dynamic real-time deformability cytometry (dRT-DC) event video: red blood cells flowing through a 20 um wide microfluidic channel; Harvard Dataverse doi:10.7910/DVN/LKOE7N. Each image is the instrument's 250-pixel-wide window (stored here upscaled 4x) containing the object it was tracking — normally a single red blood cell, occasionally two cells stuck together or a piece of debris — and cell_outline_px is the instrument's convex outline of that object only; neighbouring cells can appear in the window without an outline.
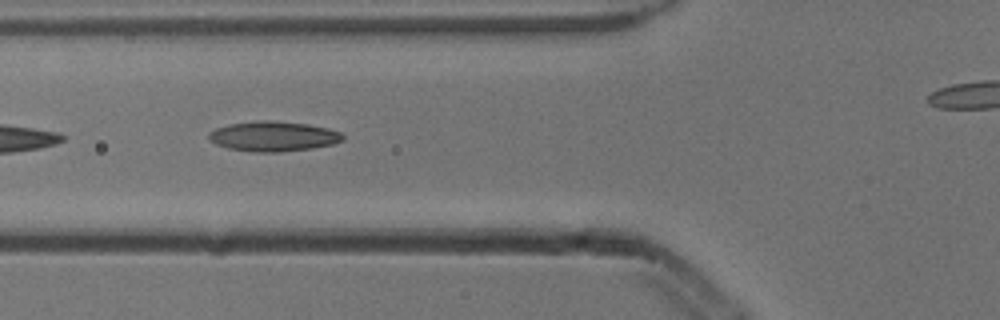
{"species": "common noctule bat (a hibernating species)", "species_latin": "Nyctalus noctula", "temperature_condition": "cold", "stored_images_in_passage": 6, "camera_frame_rate_fps": 3000, "um_per_image_px": 0.085, "animal": {"sex": "male", "body_mass_g": 13.3}, "frame": {"image": 1, "passage_image": 4, "time_ms": 1.0, "image_size_px": [1000, 320], "cell_outline_px": [[344, 140], [332, 144], [312, 148], [280, 152], [256, 152], [228, 148], [216, 144], [208, 140], [208, 132], [216, 128], [228, 124], [256, 120], [276, 120], [308, 124], [328, 128], [340, 132], [344, 136]], "centroid_in_image_um": [23.21, 11.57], "position_along_channel_um": 102.6, "area_um2": 23.64}}
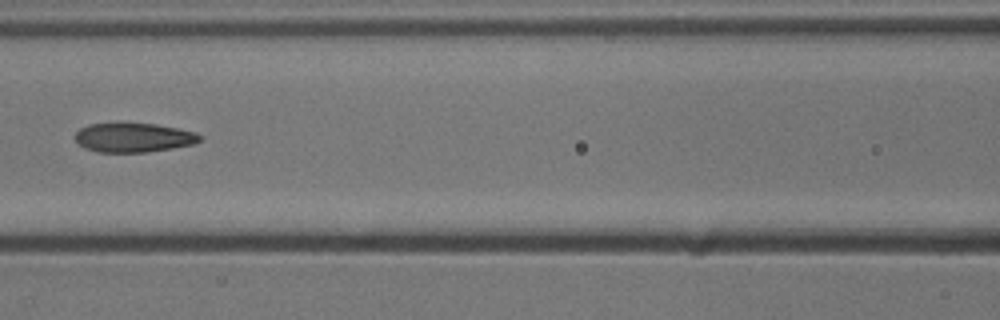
{"frame": {"image": 2, "passage_image": 5, "time_ms": 1.333, "image_size_px": [1000, 320], "cell_outline_px": [[200, 140], [192, 144], [172, 148], [144, 152], [100, 152], [84, 148], [76, 140], [76, 132], [80, 128], [88, 124], [116, 120], [120, 120], [156, 124], [180, 128], [196, 132], [200, 136]], "centroid_in_image_um": [11.3, 11.63], "position_along_channel_um": 155.3, "area_um2": 21.96}}
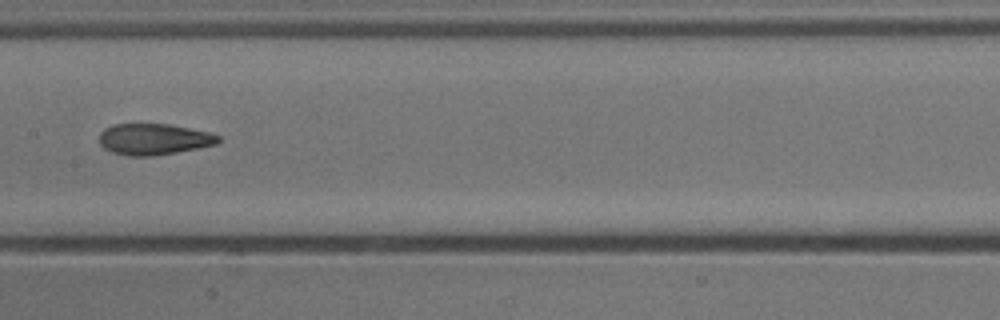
{"frame": {"image": 3, "passage_image": 6, "time_ms": 1.667, "image_size_px": [1000, 320], "cell_outline_px": [[220, 140], [216, 144], [200, 148], [152, 156], [128, 156], [112, 152], [104, 148], [100, 144], [100, 132], [104, 128], [112, 124], [168, 124], [208, 132], [220, 136]], "centroid_in_image_um": [13.05, 11.83], "position_along_channel_um": 194.3, "area_um2": 21.62}}